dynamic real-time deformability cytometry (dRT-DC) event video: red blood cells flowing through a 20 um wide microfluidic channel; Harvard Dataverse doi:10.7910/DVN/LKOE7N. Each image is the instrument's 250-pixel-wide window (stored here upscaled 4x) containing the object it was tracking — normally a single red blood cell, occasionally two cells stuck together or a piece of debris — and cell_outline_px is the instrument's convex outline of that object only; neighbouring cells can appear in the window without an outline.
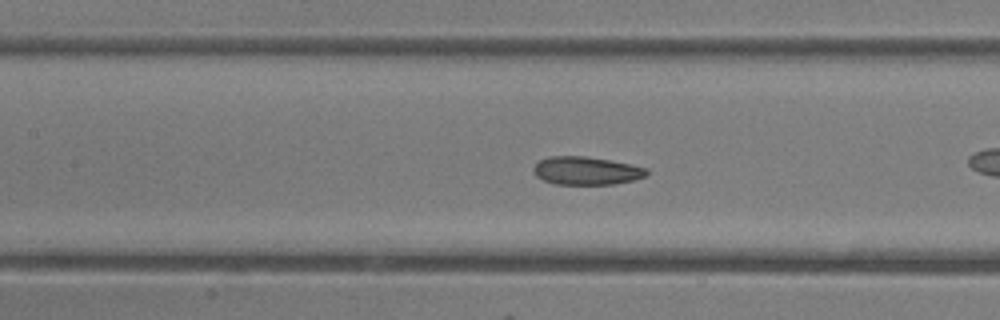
{"species": "common noctule bat (a hibernating species)", "species_latin": "Nyctalus noctula", "temperature_condition": "room temperature", "stored_images_in_passage": 49, "camera_frame_rate_fps": 3000, "um_per_image_px": 0.085, "animal": {"sex": "female"}, "frame": {"image": 1, "passage_image": 22, "time_ms": 7.0, "image_size_px": [1000, 320], "cell_outline_px": [[648, 172], [644, 176], [632, 180], [612, 184], [556, 184], [544, 180], [536, 176], [532, 172], [532, 168], [540, 160], [548, 156], [584, 156], [608, 160], [648, 168]], "centroid_in_image_um": [49.78, 14.51], "position_along_channel_um": 157.6, "area_um2": 18.32}}
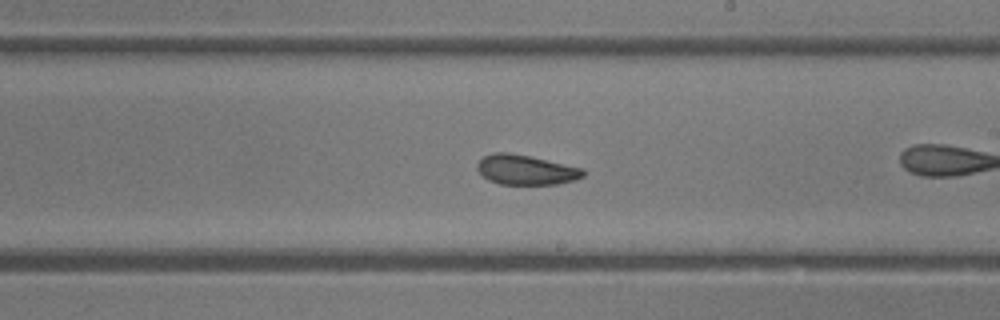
{"frame": {"image": 2, "passage_image": 28, "time_ms": 9.0, "image_size_px": [1000, 320], "cell_outline_px": [[584, 176], [576, 180], [556, 184], [500, 184], [488, 180], [476, 168], [476, 164], [484, 156], [492, 152], [508, 152], [532, 156], [584, 168]], "centroid_in_image_um": [44.71, 14.42], "position_along_channel_um": 244.3, "area_um2": 18.61}, "authors_computed_cell_mechanics": {"area_um2": 20.1144, "velocity_mm_per_s": 4.3507, "shape_relaxation_time_tau1_ms": null, "shape_relaxation_time_tau2_ms": 1.3073, "deformation_change_tau1": null, "deformation_change_tau2": 0.0639}}